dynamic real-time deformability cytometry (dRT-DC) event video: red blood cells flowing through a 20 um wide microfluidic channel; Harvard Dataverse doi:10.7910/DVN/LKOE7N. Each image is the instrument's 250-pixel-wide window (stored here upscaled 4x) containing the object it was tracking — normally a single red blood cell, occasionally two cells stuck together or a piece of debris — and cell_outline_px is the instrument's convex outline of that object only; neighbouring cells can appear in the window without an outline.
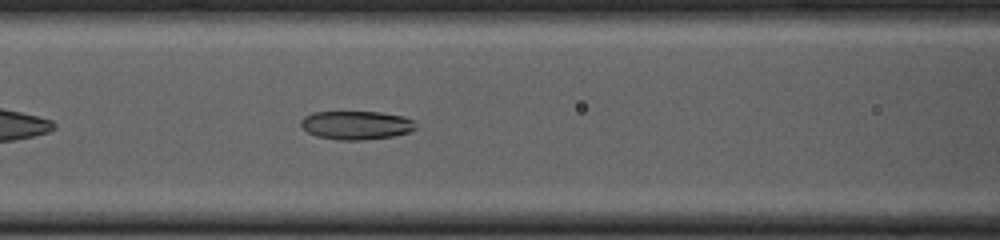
{"species": "common noctule bat (a hibernating species)", "species_latin": "Nyctalus noctula", "temperature_condition": "cold", "stored_images_in_passage": 38, "camera_frame_rate_fps": 3000, "um_per_image_px": 0.085, "animal": {"sex": "female", "body_mass_g": 23.0, "forearm_length_mm": 53.4}, "frame": {"image": 1, "passage_image": 10, "time_ms": 3.0, "image_size_px": [1000, 240], "cell_outline_px": [[416, 128], [408, 132], [392, 136], [360, 140], [336, 140], [316, 136], [308, 132], [300, 124], [300, 120], [304, 116], [312, 112], [380, 112], [404, 116], [412, 120], [416, 124]], "centroid_in_image_um": [30.26, 10.63], "position_along_channel_um": 136.3, "area_um2": 19.13}}
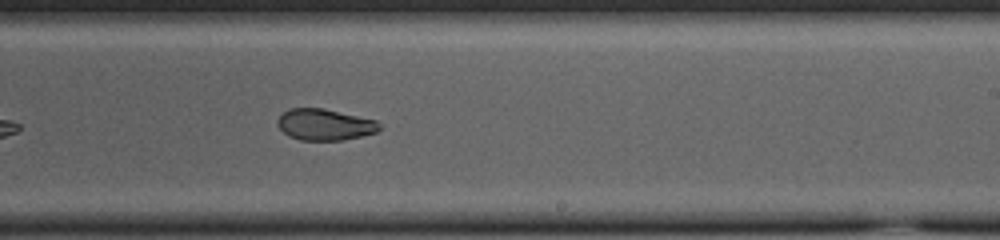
{"frame": {"image": 2, "passage_image": 20, "time_ms": 6.333, "image_size_px": [1000, 240], "cell_outline_px": [[384, 124], [376, 132], [360, 136], [340, 140], [300, 140], [288, 136], [276, 124], [276, 120], [288, 108], [324, 108], [376, 120]], "centroid_in_image_um": [27.6, 10.58], "position_along_channel_um": 261.4, "area_um2": 18.67}}
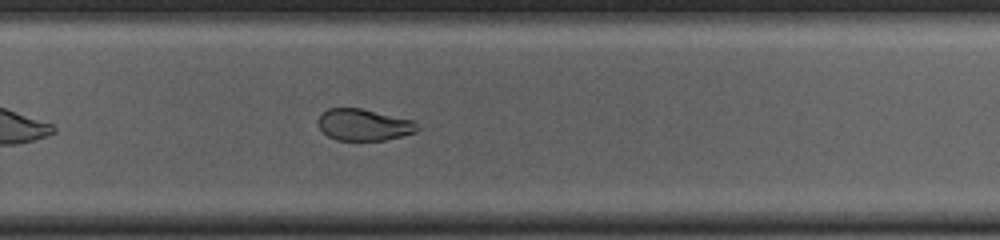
{"frame": {"image": 3, "passage_image": 23, "time_ms": 7.333, "image_size_px": [1000, 240], "cell_outline_px": [[420, 128], [416, 132], [384, 140], [336, 140], [328, 136], [316, 124], [316, 120], [320, 112], [328, 108], [360, 108], [412, 120]], "centroid_in_image_um": [30.85, 10.6], "position_along_channel_um": 298.9, "area_um2": 18.32}, "authors_computed_cell_mechanics": {"area_um2": 19.7387, "velocity_mm_per_s": 3.7604, "shape_relaxation_time_tau1_ms": 6.223, "shape_relaxation_time_tau2_ms": 2.6754, "deformation_change_tau1": 0.1913, "deformation_change_tau2": 0.0675}}